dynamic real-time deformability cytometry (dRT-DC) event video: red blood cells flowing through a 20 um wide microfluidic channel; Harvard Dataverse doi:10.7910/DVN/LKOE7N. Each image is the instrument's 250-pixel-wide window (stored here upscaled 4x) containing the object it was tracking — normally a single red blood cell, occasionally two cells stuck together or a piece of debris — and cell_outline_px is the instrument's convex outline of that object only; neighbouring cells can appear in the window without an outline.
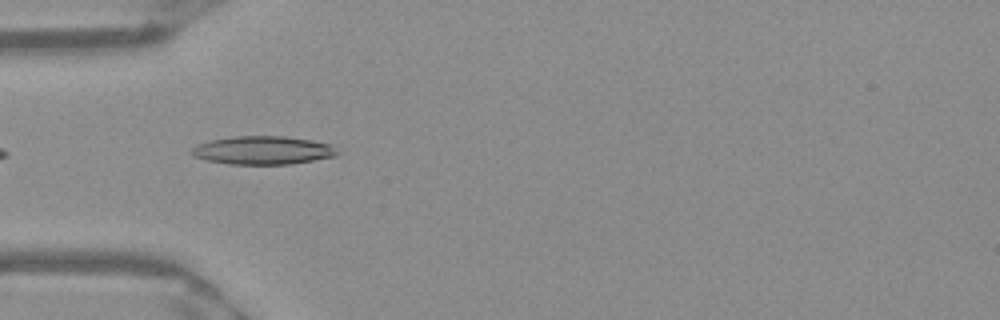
{"species": "Egyptian fruit bat (a non-hibernating species)", "species_latin": "Rousettus aegyptiacus", "temperature_condition": "warm", "stored_images_in_passage": 13, "camera_frame_rate_fps": 3000, "um_per_image_px": 0.085, "frame": {"image": 1, "passage_image": 1, "time_ms": 0.0, "image_size_px": [1000, 320], "cell_outline_px": [[340, 152], [336, 156], [292, 164], [228, 164], [204, 160], [192, 156], [192, 148], [196, 144], [212, 140], [232, 136], [284, 136], [312, 140], [328, 144]], "centroid_in_image_um": [22.32, 12.78], "position_along_channel_um": 62.7, "area_um2": 24.1}}
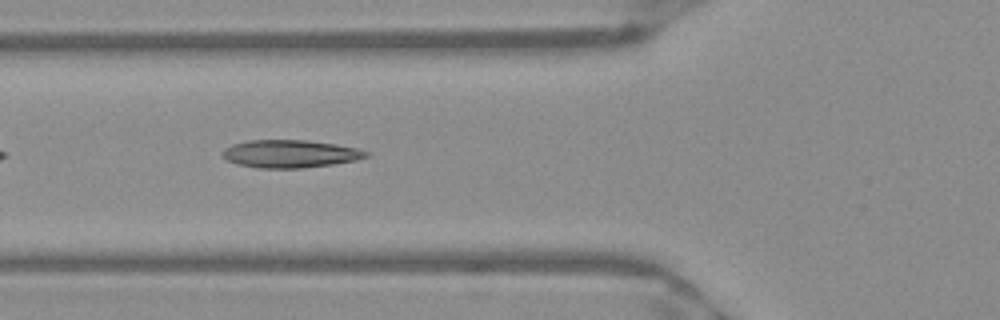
{"frame": {"image": 2, "passage_image": 4, "time_ms": 1.0, "image_size_px": [1000, 320], "cell_outline_px": [[368, 156], [356, 160], [332, 164], [304, 168], [260, 168], [236, 164], [228, 160], [220, 152], [224, 148], [232, 144], [248, 140], [308, 140], [336, 144], [356, 148], [368, 152]], "centroid_in_image_um": [24.63, 13.07], "position_along_channel_um": 101.2, "area_um2": 23.24}}
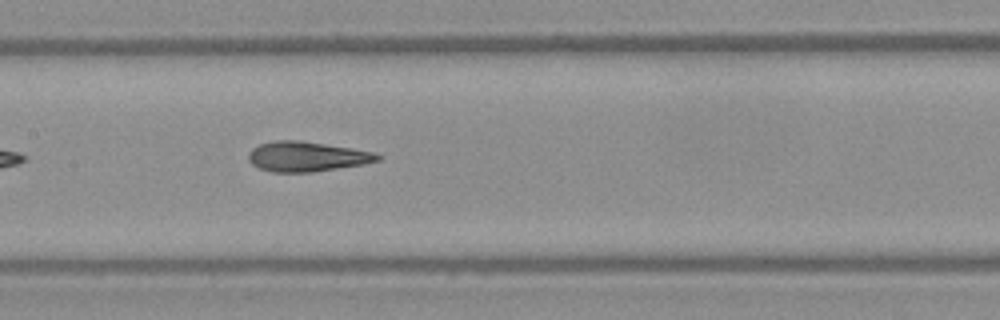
{"frame": {"image": 3, "passage_image": 10, "time_ms": 3.0, "image_size_px": [1000, 320], "cell_outline_px": [[384, 156], [380, 160], [364, 164], [312, 172], [272, 172], [260, 168], [252, 164], [248, 160], [248, 152], [252, 148], [260, 144], [276, 140], [300, 140], [352, 148], [372, 152]], "centroid_in_image_um": [26.07, 13.3], "position_along_channel_um": 181.3, "area_um2": 22.54}}